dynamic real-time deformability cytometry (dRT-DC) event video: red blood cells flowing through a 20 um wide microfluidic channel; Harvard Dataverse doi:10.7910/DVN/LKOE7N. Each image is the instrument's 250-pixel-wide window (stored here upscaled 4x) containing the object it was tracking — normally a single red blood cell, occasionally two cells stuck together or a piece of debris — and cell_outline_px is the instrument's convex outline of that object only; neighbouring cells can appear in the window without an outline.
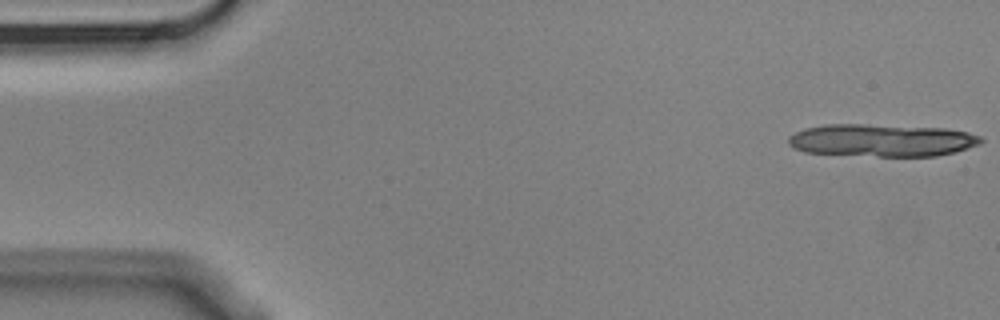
{"species": "Egyptian fruit bat (a non-hibernating species)", "species_latin": "Rousettus aegyptiacus", "temperature_condition": "cold", "stored_images_in_passage": 5, "camera_frame_rate_fps": 3000, "um_per_image_px": 0.085, "animal": {"sex": "male"}, "frame": {"image": 1, "passage_image": 1, "time_ms": 0.0, "image_size_px": [1000, 320], "cell_outline_px": [[984, 140], [980, 144], [956, 152], [936, 156], [876, 156], [804, 152], [792, 148], [788, 144], [788, 136], [804, 128], [824, 124], [860, 124], [944, 128], [968, 132], [980, 136]], "centroid_in_image_um": [74.94, 11.92], "position_along_channel_um": 10.1, "area_um2": 36.65}}
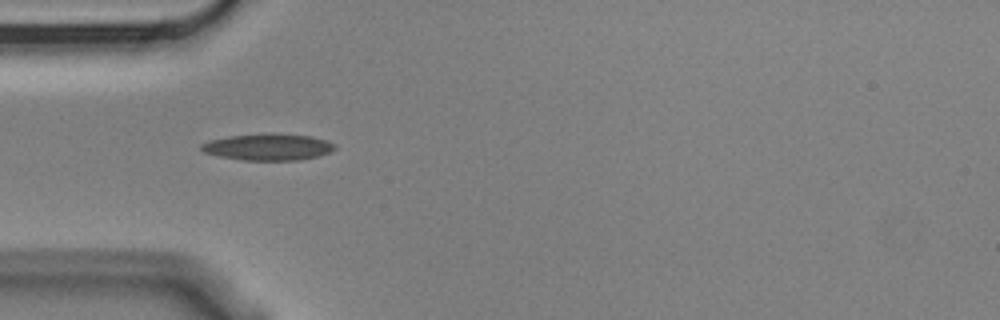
{"frame": {"image": 2, "passage_image": 5, "time_ms": 1.333, "image_size_px": [1000, 320], "cell_outline_px": [[336, 148], [332, 152], [320, 156], [296, 160], [244, 160], [220, 156], [204, 152], [200, 148], [200, 144], [208, 140], [228, 136], [268, 132], [272, 132], [312, 136], [336, 144]], "centroid_in_image_um": [22.81, 12.47], "position_along_channel_um": 62.2, "area_um2": 21.04}}